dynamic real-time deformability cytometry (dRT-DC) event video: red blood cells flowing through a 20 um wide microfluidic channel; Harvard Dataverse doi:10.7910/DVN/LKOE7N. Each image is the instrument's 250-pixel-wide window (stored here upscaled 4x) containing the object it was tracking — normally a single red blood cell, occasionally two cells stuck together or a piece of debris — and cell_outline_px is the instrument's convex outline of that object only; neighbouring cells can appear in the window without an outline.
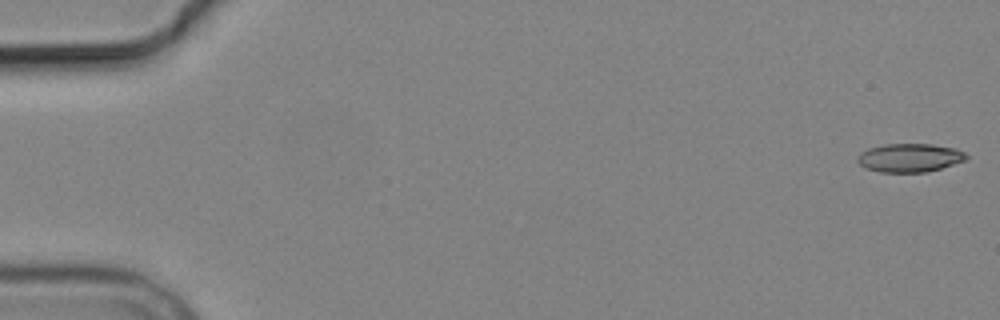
{"species": "common noctule bat (a hibernating species)", "species_latin": "Nyctalus noctula", "temperature_condition": "cold", "stored_images_in_passage": 6, "camera_frame_rate_fps": 3000, "um_per_image_px": 0.085, "animal": {"sex": "male", "body_mass_g": 19.2, "forearm_length_mm": 51.8}, "frame": {"image": 1, "passage_image": 1, "time_ms": 0.0, "image_size_px": [1000, 320], "cell_outline_px": [[968, 160], [928, 172], [880, 172], [868, 168], [860, 164], [856, 160], [856, 156], [860, 152], [868, 148], [884, 144], [932, 144], [956, 148], [964, 152], [968, 156]], "centroid_in_image_um": [77.34, 13.4], "position_along_channel_um": 7.7, "area_um2": 18.26}}
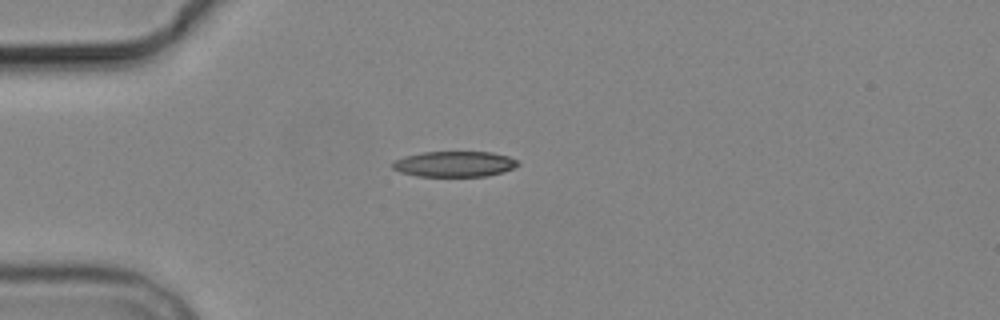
{"frame": {"image": 2, "passage_image": 5, "time_ms": 4.667, "image_size_px": [1000, 320], "cell_outline_px": [[520, 164], [504, 172], [488, 176], [416, 176], [400, 172], [392, 168], [392, 164], [396, 160], [404, 156], [424, 152], [492, 152], [508, 156], [516, 160]], "centroid_in_image_um": [38.63, 13.94], "position_along_channel_um": 46.4, "area_um2": 18.67}}